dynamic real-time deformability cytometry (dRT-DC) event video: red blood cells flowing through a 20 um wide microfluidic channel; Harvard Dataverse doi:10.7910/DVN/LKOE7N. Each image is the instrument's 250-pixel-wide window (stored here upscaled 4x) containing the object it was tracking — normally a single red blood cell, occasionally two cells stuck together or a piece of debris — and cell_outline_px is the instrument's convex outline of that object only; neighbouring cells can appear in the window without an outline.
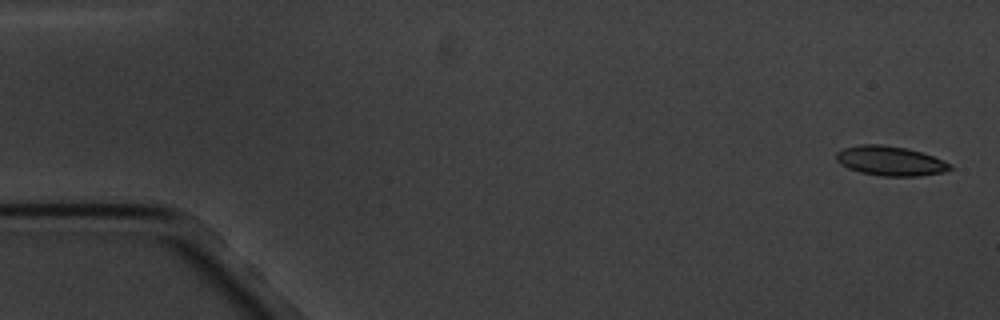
{"species": "common noctule bat (a hibernating species)", "species_latin": "Nyctalus noctula", "temperature_condition": "cold", "stored_images_in_passage": 4, "camera_frame_rate_fps": 3000, "um_per_image_px": 0.085, "animal": {"sex": "male", "body_mass_g": 20.1, "forearm_length_mm": 53.5}, "frame": {"image": 1, "passage_image": 1, "time_ms": 0.0, "image_size_px": [1000, 320], "cell_outline_px": [[952, 168], [944, 172], [920, 176], [880, 176], [860, 172], [848, 168], [840, 164], [836, 160], [836, 152], [844, 148], [860, 144], [880, 144], [908, 148], [944, 160], [952, 164]], "centroid_in_image_um": [75.67, 13.68], "position_along_channel_um": 9.3, "area_um2": 19.71}}
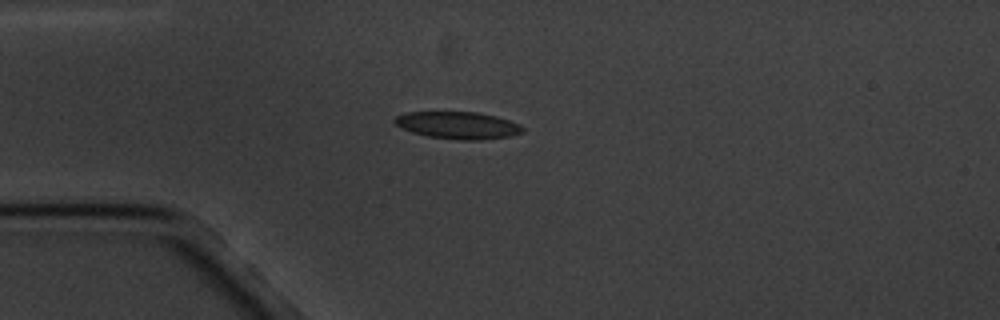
{"frame": {"image": 2, "passage_image": 4, "time_ms": 4.333, "image_size_px": [1000, 320], "cell_outline_px": [[524, 132], [508, 136], [480, 140], [460, 140], [428, 136], [412, 132], [396, 124], [392, 120], [396, 116], [404, 112], [476, 112], [496, 116], [520, 124], [524, 128]], "centroid_in_image_um": [38.93, 10.64], "position_along_channel_um": 46.1, "area_um2": 20.17}}